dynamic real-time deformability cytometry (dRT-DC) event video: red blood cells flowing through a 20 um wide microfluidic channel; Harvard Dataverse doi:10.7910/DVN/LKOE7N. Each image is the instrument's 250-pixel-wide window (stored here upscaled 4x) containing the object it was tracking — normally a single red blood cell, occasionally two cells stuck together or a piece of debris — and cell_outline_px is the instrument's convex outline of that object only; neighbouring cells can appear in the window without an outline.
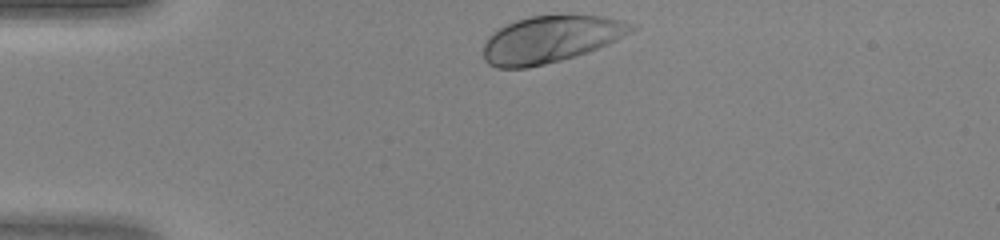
{"species": "human", "species_latin": "Homo sapiens", "temperature_condition": "warm", "stored_images_in_passage": 29, "camera_frame_rate_fps": 3000, "um_per_image_px": 0.085, "donor": {"sex": "female"}, "frame": {"image": 1, "passage_image": 1, "time_ms": 0.0, "image_size_px": [1000, 240], "cell_outline_px": [[636, 28], [608, 44], [576, 56], [528, 68], [496, 68], [488, 64], [484, 60], [484, 44], [488, 36], [492, 32], [516, 20], [532, 16], [604, 16], [636, 24]], "centroid_in_image_um": [46.77, 3.35], "position_along_channel_um": 38.2, "area_um2": 40.0}}
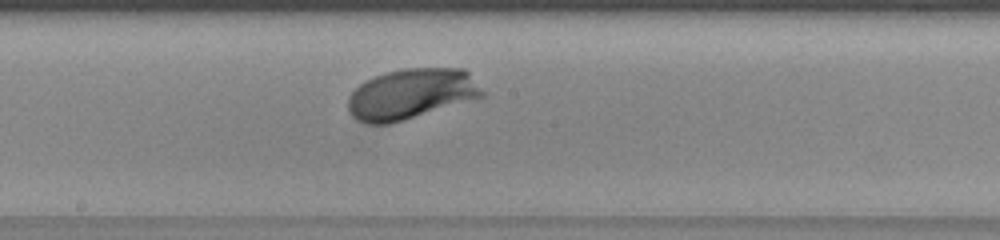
{"frame": {"image": 2, "passage_image": 16, "time_ms": 5.0, "image_size_px": [1000, 240], "cell_outline_px": [[484, 96], [404, 120], [388, 124], [364, 124], [356, 120], [352, 116], [348, 108], [348, 96], [360, 84], [384, 72], [404, 68], [464, 68], [468, 72], [484, 92]], "centroid_in_image_um": [34.92, 7.99], "position_along_channel_um": 213.3, "area_um2": 39.3}}
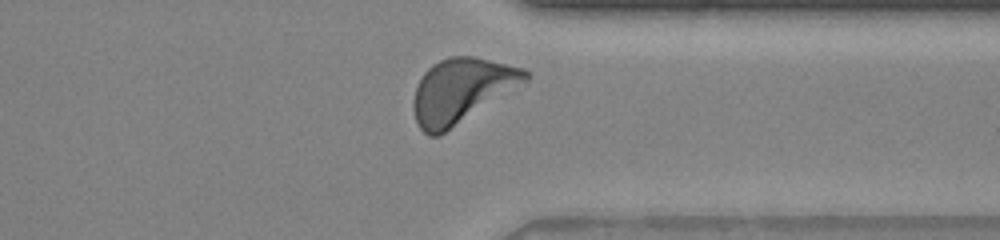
{"frame": {"image": 3, "passage_image": 27, "time_ms": 8.667, "image_size_px": [1000, 240], "cell_outline_px": [[528, 80], [440, 136], [428, 136], [416, 124], [412, 108], [412, 100], [416, 88], [424, 72], [432, 64], [448, 56], [472, 56], [524, 68], [528, 72]], "centroid_in_image_um": [39.18, 7.71], "position_along_channel_um": 372.2, "area_um2": 41.85}}